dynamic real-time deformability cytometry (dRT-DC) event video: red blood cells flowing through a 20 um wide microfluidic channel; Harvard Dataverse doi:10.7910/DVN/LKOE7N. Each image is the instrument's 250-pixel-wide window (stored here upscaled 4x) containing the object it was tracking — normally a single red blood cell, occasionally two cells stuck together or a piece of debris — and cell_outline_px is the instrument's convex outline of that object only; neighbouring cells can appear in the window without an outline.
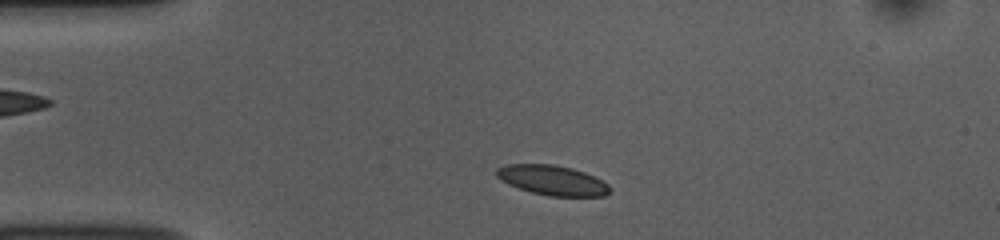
{"species": "common noctule bat (a hibernating species)", "species_latin": "Nyctalus noctula", "temperature_condition": "room temperature", "stored_images_in_passage": 45, "camera_frame_rate_fps": 3000, "um_per_image_px": 0.085, "animal": {"sex": "female", "body_mass_g": 10.0, "forearm_length_mm": 53.1}, "frame": {"image": 1, "passage_image": 4, "time_ms": 1.0, "image_size_px": [1000, 240], "cell_outline_px": [[612, 192], [604, 196], [548, 196], [532, 192], [508, 184], [500, 180], [496, 176], [496, 168], [504, 164], [552, 164], [572, 168], [584, 172], [608, 184], [612, 188]], "centroid_in_image_um": [46.94, 15.32], "position_along_channel_um": 38.1, "area_um2": 19.77}}
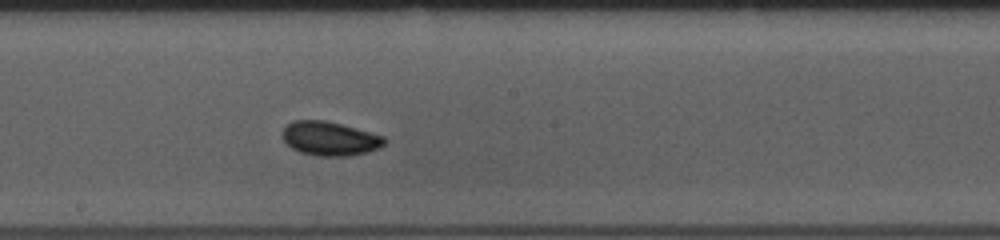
{"frame": {"image": 2, "passage_image": 21, "time_ms": 6.667, "image_size_px": [1000, 240], "cell_outline_px": [[388, 140], [380, 148], [368, 152], [352, 156], [316, 156], [300, 152], [292, 148], [284, 140], [284, 128], [292, 120], [324, 120], [340, 124], [384, 136]], "centroid_in_image_um": [28.07, 11.79], "position_along_channel_um": 220.1, "area_um2": 20.17}}
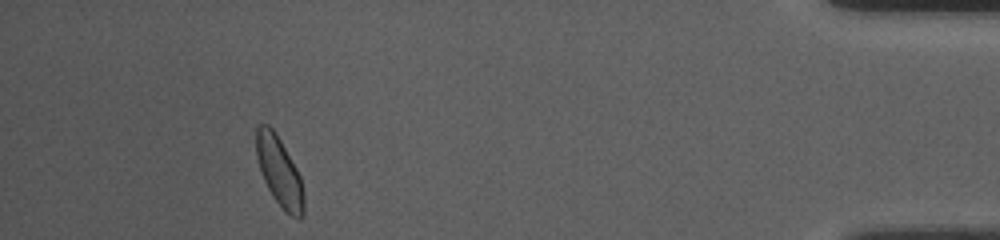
{"frame": {"image": 3, "passage_image": 41, "time_ms": 13.333, "image_size_px": [1000, 240], "cell_outline_px": [[304, 216], [300, 220], [284, 212], [272, 196], [264, 180], [256, 156], [256, 128], [260, 124], [268, 124], [276, 132], [296, 168], [300, 176], [304, 192]], "centroid_in_image_um": [23.76, 14.62], "position_along_channel_um": 411.4, "area_um2": 19.36}, "authors_computed_cell_mechanics": {"area_um2": 19.3052, "velocity_mm_per_s": 3.7505, "shape_relaxation_time_tau1_ms": 5.8068, "shape_relaxation_time_tau2_ms": 3.5811, "deformation_change_tau1": 0.1557, "deformation_change_tau2": 0.0578}}